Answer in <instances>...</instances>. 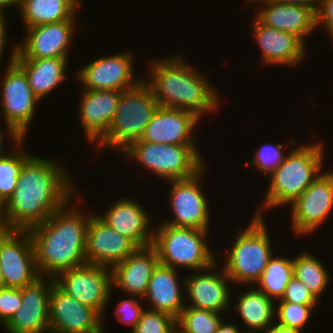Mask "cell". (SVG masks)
<instances>
[{"mask_svg":"<svg viewBox=\"0 0 333 333\" xmlns=\"http://www.w3.org/2000/svg\"><path fill=\"white\" fill-rule=\"evenodd\" d=\"M66 172L58 162L33 155L24 164L16 189L5 203L4 226L28 230L71 201L76 193Z\"/></svg>","mask_w":333,"mask_h":333,"instance_id":"6da1fadb","label":"cell"},{"mask_svg":"<svg viewBox=\"0 0 333 333\" xmlns=\"http://www.w3.org/2000/svg\"><path fill=\"white\" fill-rule=\"evenodd\" d=\"M68 204L56 210L45 222L28 229L40 276L55 278L63 271L87 263L86 231L90 214L82 213L76 205L68 210Z\"/></svg>","mask_w":333,"mask_h":333,"instance_id":"7a4b0ae2","label":"cell"},{"mask_svg":"<svg viewBox=\"0 0 333 333\" xmlns=\"http://www.w3.org/2000/svg\"><path fill=\"white\" fill-rule=\"evenodd\" d=\"M151 62L148 68L151 75L143 81L152 90L159 106L187 110L201 119L203 114L215 112L220 105L217 90L210 81L181 56Z\"/></svg>","mask_w":333,"mask_h":333,"instance_id":"3957f363","label":"cell"},{"mask_svg":"<svg viewBox=\"0 0 333 333\" xmlns=\"http://www.w3.org/2000/svg\"><path fill=\"white\" fill-rule=\"evenodd\" d=\"M322 143L305 144L289 151L284 161L267 176L270 184L261 208L288 206L303 194L321 174L325 155Z\"/></svg>","mask_w":333,"mask_h":333,"instance_id":"277c9868","label":"cell"},{"mask_svg":"<svg viewBox=\"0 0 333 333\" xmlns=\"http://www.w3.org/2000/svg\"><path fill=\"white\" fill-rule=\"evenodd\" d=\"M257 210L249 225L239 231L233 246L227 251L226 262L222 268L231 282L242 286L256 284L273 256L263 213L261 208Z\"/></svg>","mask_w":333,"mask_h":333,"instance_id":"5b68a950","label":"cell"},{"mask_svg":"<svg viewBox=\"0 0 333 333\" xmlns=\"http://www.w3.org/2000/svg\"><path fill=\"white\" fill-rule=\"evenodd\" d=\"M158 107L155 95L143 80L136 87L122 91L113 121L97 148H120L122 153L141 139Z\"/></svg>","mask_w":333,"mask_h":333,"instance_id":"8992f818","label":"cell"},{"mask_svg":"<svg viewBox=\"0 0 333 333\" xmlns=\"http://www.w3.org/2000/svg\"><path fill=\"white\" fill-rule=\"evenodd\" d=\"M154 229L153 246L158 252L159 264L199 271L210 267L218 259L205 242L207 230L175 227L161 222Z\"/></svg>","mask_w":333,"mask_h":333,"instance_id":"52a82bcc","label":"cell"},{"mask_svg":"<svg viewBox=\"0 0 333 333\" xmlns=\"http://www.w3.org/2000/svg\"><path fill=\"white\" fill-rule=\"evenodd\" d=\"M122 152L167 182L190 178L205 167L197 144H158L137 140Z\"/></svg>","mask_w":333,"mask_h":333,"instance_id":"ba28073f","label":"cell"},{"mask_svg":"<svg viewBox=\"0 0 333 333\" xmlns=\"http://www.w3.org/2000/svg\"><path fill=\"white\" fill-rule=\"evenodd\" d=\"M12 49L1 83L0 102L1 117L4 118L7 134L16 145L20 140L25 139L28 126L35 116L36 104L40 100L29 86L24 71L15 63L17 44Z\"/></svg>","mask_w":333,"mask_h":333,"instance_id":"9c48e42d","label":"cell"},{"mask_svg":"<svg viewBox=\"0 0 333 333\" xmlns=\"http://www.w3.org/2000/svg\"><path fill=\"white\" fill-rule=\"evenodd\" d=\"M54 282L65 293L95 309L104 318L112 291L111 268L86 263L59 273Z\"/></svg>","mask_w":333,"mask_h":333,"instance_id":"30bf717a","label":"cell"},{"mask_svg":"<svg viewBox=\"0 0 333 333\" xmlns=\"http://www.w3.org/2000/svg\"><path fill=\"white\" fill-rule=\"evenodd\" d=\"M0 266L4 287L21 289L41 277L28 230L9 229L0 238Z\"/></svg>","mask_w":333,"mask_h":333,"instance_id":"8fae6325","label":"cell"},{"mask_svg":"<svg viewBox=\"0 0 333 333\" xmlns=\"http://www.w3.org/2000/svg\"><path fill=\"white\" fill-rule=\"evenodd\" d=\"M204 167L194 176L169 181V205L174 217L162 223L175 227L209 230V204L200 186Z\"/></svg>","mask_w":333,"mask_h":333,"instance_id":"7c38bea8","label":"cell"},{"mask_svg":"<svg viewBox=\"0 0 333 333\" xmlns=\"http://www.w3.org/2000/svg\"><path fill=\"white\" fill-rule=\"evenodd\" d=\"M291 206V225L297 236L311 234L333 210V172H322Z\"/></svg>","mask_w":333,"mask_h":333,"instance_id":"4fadbf2b","label":"cell"},{"mask_svg":"<svg viewBox=\"0 0 333 333\" xmlns=\"http://www.w3.org/2000/svg\"><path fill=\"white\" fill-rule=\"evenodd\" d=\"M50 333H104L102 316L55 283L49 296Z\"/></svg>","mask_w":333,"mask_h":333,"instance_id":"5bb4252c","label":"cell"},{"mask_svg":"<svg viewBox=\"0 0 333 333\" xmlns=\"http://www.w3.org/2000/svg\"><path fill=\"white\" fill-rule=\"evenodd\" d=\"M132 54L121 52L108 57H100L81 67L77 80L84 90L126 91L136 87L143 79L134 80Z\"/></svg>","mask_w":333,"mask_h":333,"instance_id":"9a60e30c","label":"cell"},{"mask_svg":"<svg viewBox=\"0 0 333 333\" xmlns=\"http://www.w3.org/2000/svg\"><path fill=\"white\" fill-rule=\"evenodd\" d=\"M54 283V278L41 276L22 288L21 305L3 326L7 333H50L48 308Z\"/></svg>","mask_w":333,"mask_h":333,"instance_id":"2e32d148","label":"cell"},{"mask_svg":"<svg viewBox=\"0 0 333 333\" xmlns=\"http://www.w3.org/2000/svg\"><path fill=\"white\" fill-rule=\"evenodd\" d=\"M76 19L24 28L26 38L17 44L16 58H68Z\"/></svg>","mask_w":333,"mask_h":333,"instance_id":"e0dca14e","label":"cell"},{"mask_svg":"<svg viewBox=\"0 0 333 333\" xmlns=\"http://www.w3.org/2000/svg\"><path fill=\"white\" fill-rule=\"evenodd\" d=\"M136 249L129 239L109 227L96 214H90L86 231L87 264L112 268Z\"/></svg>","mask_w":333,"mask_h":333,"instance_id":"ac0fdd59","label":"cell"},{"mask_svg":"<svg viewBox=\"0 0 333 333\" xmlns=\"http://www.w3.org/2000/svg\"><path fill=\"white\" fill-rule=\"evenodd\" d=\"M218 261L203 269L202 272L204 273L199 270L197 274H191L189 277L186 275L184 278L185 294H187L186 297H188L189 301L191 300L192 302L186 306L210 310L219 314L228 310L229 302H231V292L228 284L231 283V280L224 270L220 273L213 272L214 270L217 271L215 268L220 264Z\"/></svg>","mask_w":333,"mask_h":333,"instance_id":"d6986e66","label":"cell"},{"mask_svg":"<svg viewBox=\"0 0 333 333\" xmlns=\"http://www.w3.org/2000/svg\"><path fill=\"white\" fill-rule=\"evenodd\" d=\"M200 120L193 112L159 106L140 140L158 144H196L192 135Z\"/></svg>","mask_w":333,"mask_h":333,"instance_id":"ffe728a7","label":"cell"},{"mask_svg":"<svg viewBox=\"0 0 333 333\" xmlns=\"http://www.w3.org/2000/svg\"><path fill=\"white\" fill-rule=\"evenodd\" d=\"M263 2L255 17L264 25L289 32L306 43L307 36L317 28L316 10L310 6L284 4L274 0H247L249 4ZM253 2V3H252Z\"/></svg>","mask_w":333,"mask_h":333,"instance_id":"44dd1931","label":"cell"},{"mask_svg":"<svg viewBox=\"0 0 333 333\" xmlns=\"http://www.w3.org/2000/svg\"><path fill=\"white\" fill-rule=\"evenodd\" d=\"M149 215L140 203L125 197L108 207L105 214L97 216L137 248H142L152 245L154 240V231L148 229L151 222Z\"/></svg>","mask_w":333,"mask_h":333,"instance_id":"7402d4cb","label":"cell"},{"mask_svg":"<svg viewBox=\"0 0 333 333\" xmlns=\"http://www.w3.org/2000/svg\"><path fill=\"white\" fill-rule=\"evenodd\" d=\"M251 28L264 64L292 67L304 59L307 50L305 43L294 34L266 26L256 17Z\"/></svg>","mask_w":333,"mask_h":333,"instance_id":"603a6c76","label":"cell"},{"mask_svg":"<svg viewBox=\"0 0 333 333\" xmlns=\"http://www.w3.org/2000/svg\"><path fill=\"white\" fill-rule=\"evenodd\" d=\"M79 105V117L91 145L97 144L108 132L113 121L122 91L83 90Z\"/></svg>","mask_w":333,"mask_h":333,"instance_id":"cb8c5ba5","label":"cell"},{"mask_svg":"<svg viewBox=\"0 0 333 333\" xmlns=\"http://www.w3.org/2000/svg\"><path fill=\"white\" fill-rule=\"evenodd\" d=\"M159 263L158 252L153 245L137 248L125 260L111 268L112 288L143 300L153 269Z\"/></svg>","mask_w":333,"mask_h":333,"instance_id":"d4e9b609","label":"cell"},{"mask_svg":"<svg viewBox=\"0 0 333 333\" xmlns=\"http://www.w3.org/2000/svg\"><path fill=\"white\" fill-rule=\"evenodd\" d=\"M176 272V269L158 263L152 271L143 300L149 301L152 306L149 309L168 313L177 319L185 307V296L181 293L185 289V281L180 283ZM181 286L184 287L181 289Z\"/></svg>","mask_w":333,"mask_h":333,"instance_id":"484cf974","label":"cell"},{"mask_svg":"<svg viewBox=\"0 0 333 333\" xmlns=\"http://www.w3.org/2000/svg\"><path fill=\"white\" fill-rule=\"evenodd\" d=\"M69 58H16L15 63L24 71L28 84L41 101L66 78Z\"/></svg>","mask_w":333,"mask_h":333,"instance_id":"4316f807","label":"cell"},{"mask_svg":"<svg viewBox=\"0 0 333 333\" xmlns=\"http://www.w3.org/2000/svg\"><path fill=\"white\" fill-rule=\"evenodd\" d=\"M81 5L79 0H22L19 11L27 28L75 19Z\"/></svg>","mask_w":333,"mask_h":333,"instance_id":"83f0119b","label":"cell"},{"mask_svg":"<svg viewBox=\"0 0 333 333\" xmlns=\"http://www.w3.org/2000/svg\"><path fill=\"white\" fill-rule=\"evenodd\" d=\"M249 288L246 292L237 294V304L234 309L240 314L246 331L259 332L265 330L274 322L275 302L258 289ZM254 288V289H253Z\"/></svg>","mask_w":333,"mask_h":333,"instance_id":"f1b7e54d","label":"cell"},{"mask_svg":"<svg viewBox=\"0 0 333 333\" xmlns=\"http://www.w3.org/2000/svg\"><path fill=\"white\" fill-rule=\"evenodd\" d=\"M293 276L319 300L330 280L329 272L312 253H301L293 258ZM320 297V298H319Z\"/></svg>","mask_w":333,"mask_h":333,"instance_id":"f546056e","label":"cell"},{"mask_svg":"<svg viewBox=\"0 0 333 333\" xmlns=\"http://www.w3.org/2000/svg\"><path fill=\"white\" fill-rule=\"evenodd\" d=\"M282 257H274L273 255L260 280L256 283L259 287L258 290L273 301H278L283 297L286 286L293 277V258Z\"/></svg>","mask_w":333,"mask_h":333,"instance_id":"4dcf8cb0","label":"cell"},{"mask_svg":"<svg viewBox=\"0 0 333 333\" xmlns=\"http://www.w3.org/2000/svg\"><path fill=\"white\" fill-rule=\"evenodd\" d=\"M23 142L24 138L14 146L15 148L10 149L11 152L0 158V199L4 204L15 191L24 164L33 156L30 152L28 154L23 151V148L21 150Z\"/></svg>","mask_w":333,"mask_h":333,"instance_id":"1f68e13d","label":"cell"},{"mask_svg":"<svg viewBox=\"0 0 333 333\" xmlns=\"http://www.w3.org/2000/svg\"><path fill=\"white\" fill-rule=\"evenodd\" d=\"M221 323L219 313L185 306L176 324L186 333H216Z\"/></svg>","mask_w":333,"mask_h":333,"instance_id":"d6a6232c","label":"cell"},{"mask_svg":"<svg viewBox=\"0 0 333 333\" xmlns=\"http://www.w3.org/2000/svg\"><path fill=\"white\" fill-rule=\"evenodd\" d=\"M279 306L275 307V316L277 314L276 324L289 330L302 333L301 331L309 322L311 313L317 305H303L280 301ZM308 321V322H307Z\"/></svg>","mask_w":333,"mask_h":333,"instance_id":"836d02e7","label":"cell"},{"mask_svg":"<svg viewBox=\"0 0 333 333\" xmlns=\"http://www.w3.org/2000/svg\"><path fill=\"white\" fill-rule=\"evenodd\" d=\"M175 326L176 318L172 315L147 308L132 333H172Z\"/></svg>","mask_w":333,"mask_h":333,"instance_id":"e575fe53","label":"cell"},{"mask_svg":"<svg viewBox=\"0 0 333 333\" xmlns=\"http://www.w3.org/2000/svg\"><path fill=\"white\" fill-rule=\"evenodd\" d=\"M284 146L282 144L268 143L260 148L255 153L253 159H251L249 164L252 168H257L259 172L265 174L267 177L273 170H275L285 159L284 151L282 149Z\"/></svg>","mask_w":333,"mask_h":333,"instance_id":"d590c367","label":"cell"},{"mask_svg":"<svg viewBox=\"0 0 333 333\" xmlns=\"http://www.w3.org/2000/svg\"><path fill=\"white\" fill-rule=\"evenodd\" d=\"M22 302V288L0 287V325L4 326Z\"/></svg>","mask_w":333,"mask_h":333,"instance_id":"8d00e7d4","label":"cell"},{"mask_svg":"<svg viewBox=\"0 0 333 333\" xmlns=\"http://www.w3.org/2000/svg\"><path fill=\"white\" fill-rule=\"evenodd\" d=\"M280 301L303 305H317L319 300L294 276L286 286L285 293Z\"/></svg>","mask_w":333,"mask_h":333,"instance_id":"74e56055","label":"cell"},{"mask_svg":"<svg viewBox=\"0 0 333 333\" xmlns=\"http://www.w3.org/2000/svg\"><path fill=\"white\" fill-rule=\"evenodd\" d=\"M132 296L131 298H127L125 300L117 302V308L114 313H116L117 320L122 324H127L131 326L133 330L136 324L139 322L141 318V314L143 312V306L140 305V300L135 299Z\"/></svg>","mask_w":333,"mask_h":333,"instance_id":"f35d334b","label":"cell"},{"mask_svg":"<svg viewBox=\"0 0 333 333\" xmlns=\"http://www.w3.org/2000/svg\"><path fill=\"white\" fill-rule=\"evenodd\" d=\"M317 28L323 25L333 40V0H322L316 10Z\"/></svg>","mask_w":333,"mask_h":333,"instance_id":"ab89813d","label":"cell"},{"mask_svg":"<svg viewBox=\"0 0 333 333\" xmlns=\"http://www.w3.org/2000/svg\"><path fill=\"white\" fill-rule=\"evenodd\" d=\"M5 16L3 14H0V64H1V59L3 56V52L5 49V44H6V32H7V21L5 20Z\"/></svg>","mask_w":333,"mask_h":333,"instance_id":"60d3db41","label":"cell"},{"mask_svg":"<svg viewBox=\"0 0 333 333\" xmlns=\"http://www.w3.org/2000/svg\"><path fill=\"white\" fill-rule=\"evenodd\" d=\"M279 3L284 4H298V5H306L314 8L317 10L318 6L320 5L322 0H274Z\"/></svg>","mask_w":333,"mask_h":333,"instance_id":"b9f144b4","label":"cell"},{"mask_svg":"<svg viewBox=\"0 0 333 333\" xmlns=\"http://www.w3.org/2000/svg\"><path fill=\"white\" fill-rule=\"evenodd\" d=\"M242 330L238 329L233 323H224L221 321L216 333H240Z\"/></svg>","mask_w":333,"mask_h":333,"instance_id":"7bdbcfd3","label":"cell"},{"mask_svg":"<svg viewBox=\"0 0 333 333\" xmlns=\"http://www.w3.org/2000/svg\"><path fill=\"white\" fill-rule=\"evenodd\" d=\"M264 333H298L293 330H289L285 327H282L275 322L272 325H269L265 330L261 331Z\"/></svg>","mask_w":333,"mask_h":333,"instance_id":"ee69618b","label":"cell"},{"mask_svg":"<svg viewBox=\"0 0 333 333\" xmlns=\"http://www.w3.org/2000/svg\"><path fill=\"white\" fill-rule=\"evenodd\" d=\"M21 2L22 0H0V14H5L4 13V9H6V7H10L12 5L14 6H18V8H20L21 6Z\"/></svg>","mask_w":333,"mask_h":333,"instance_id":"f6af8a7d","label":"cell"},{"mask_svg":"<svg viewBox=\"0 0 333 333\" xmlns=\"http://www.w3.org/2000/svg\"><path fill=\"white\" fill-rule=\"evenodd\" d=\"M5 204L0 199V225L4 226Z\"/></svg>","mask_w":333,"mask_h":333,"instance_id":"bcb514c9","label":"cell"},{"mask_svg":"<svg viewBox=\"0 0 333 333\" xmlns=\"http://www.w3.org/2000/svg\"><path fill=\"white\" fill-rule=\"evenodd\" d=\"M3 135L4 134H2V131H1V127H0V158L2 157V156H4V155H6L5 154V151H4V148H3Z\"/></svg>","mask_w":333,"mask_h":333,"instance_id":"7dc6e473","label":"cell"},{"mask_svg":"<svg viewBox=\"0 0 333 333\" xmlns=\"http://www.w3.org/2000/svg\"><path fill=\"white\" fill-rule=\"evenodd\" d=\"M9 229L5 226L0 225V238L8 231Z\"/></svg>","mask_w":333,"mask_h":333,"instance_id":"c3c4849f","label":"cell"},{"mask_svg":"<svg viewBox=\"0 0 333 333\" xmlns=\"http://www.w3.org/2000/svg\"><path fill=\"white\" fill-rule=\"evenodd\" d=\"M172 333H186L177 324Z\"/></svg>","mask_w":333,"mask_h":333,"instance_id":"681fc988","label":"cell"},{"mask_svg":"<svg viewBox=\"0 0 333 333\" xmlns=\"http://www.w3.org/2000/svg\"><path fill=\"white\" fill-rule=\"evenodd\" d=\"M0 287H4V285H3V275H2L1 266H0Z\"/></svg>","mask_w":333,"mask_h":333,"instance_id":"f907efd6","label":"cell"},{"mask_svg":"<svg viewBox=\"0 0 333 333\" xmlns=\"http://www.w3.org/2000/svg\"><path fill=\"white\" fill-rule=\"evenodd\" d=\"M240 333H258V332H251V331L245 332V329H244V331H241Z\"/></svg>","mask_w":333,"mask_h":333,"instance_id":"816d5d0a","label":"cell"}]
</instances>
